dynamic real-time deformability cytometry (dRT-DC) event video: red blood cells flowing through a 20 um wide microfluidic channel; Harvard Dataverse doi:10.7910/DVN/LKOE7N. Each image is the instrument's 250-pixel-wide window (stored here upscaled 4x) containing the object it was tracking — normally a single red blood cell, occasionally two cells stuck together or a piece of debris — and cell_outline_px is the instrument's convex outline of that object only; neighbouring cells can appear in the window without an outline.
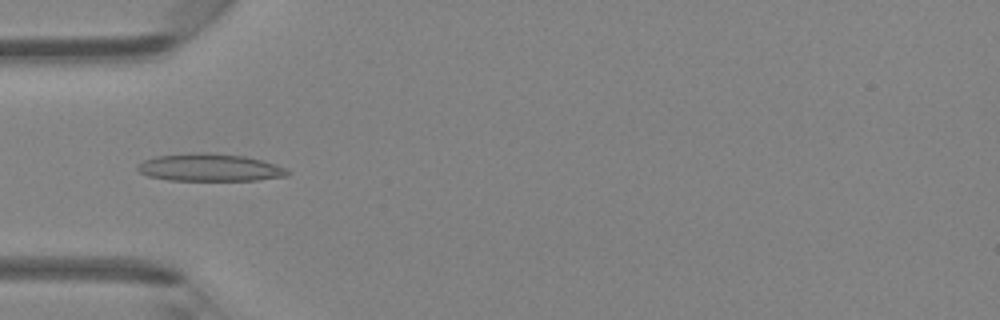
{"species": "Egyptian fruit bat (a non-hibernating species)", "species_latin": "Rousettus aegyptiacus", "temperature_condition": "room temperature", "stored_images_in_passage": 45, "camera_frame_rate_fps": 3000, "um_per_image_px": 0.085, "animal": {"sex": "female"}, "frame": {"image": 1, "passage_image": 14, "time_ms": 4.333, "image_size_px": [1000, 320], "cell_outline_px": [[292, 172], [288, 176], [256, 180], [168, 180], [148, 176], [140, 172], [136, 168], [136, 164], [144, 160], [156, 156], [196, 152], [208, 152], [244, 156], [276, 164], [288, 168]], "centroid_in_image_um": [17.84, 14.24], "position_along_channel_um": 67.2, "area_um2": 24.22}}
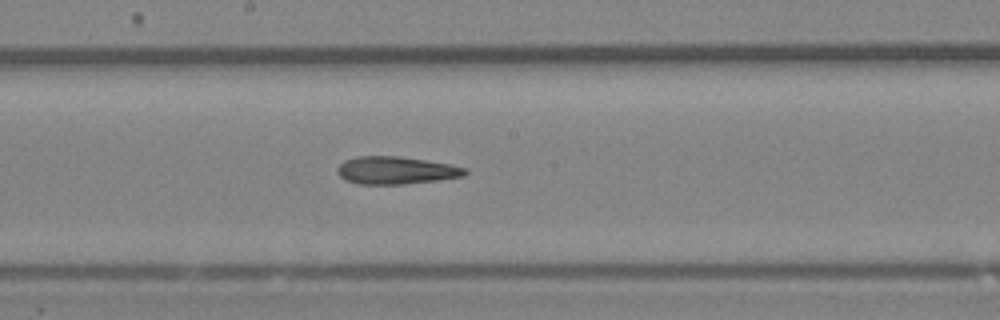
{"frame": {"image": 2, "passage_image": 24, "time_ms": 7.667, "image_size_px": [1000, 320], "cell_outline_px": [[468, 172], [464, 176], [436, 180], [404, 184], [360, 184], [344, 180], [336, 172], [336, 168], [344, 160], [356, 156], [400, 156], [448, 164], [468, 168]], "centroid_in_image_um": [33.62, 14.48], "position_along_channel_um": 214.6, "area_um2": 20.58}}
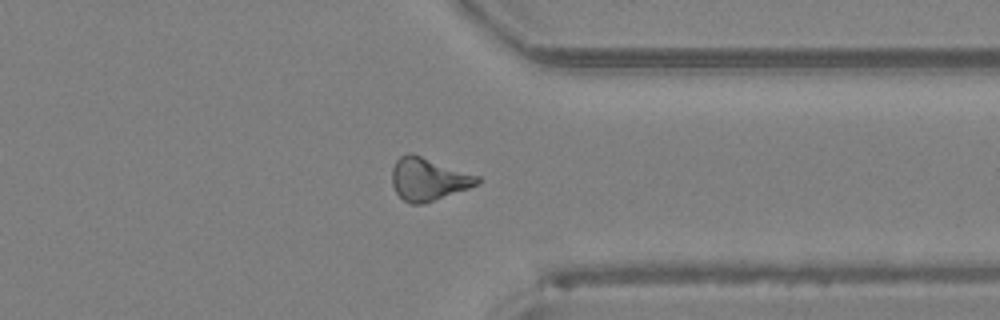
{"frame": {"image": 3, "passage_image": 35, "time_ms": 11.333, "image_size_px": [1000, 320], "cell_outline_px": [[480, 184], [424, 204], [412, 204], [404, 200], [396, 192], [392, 184], [392, 168], [396, 160], [400, 156], [408, 152], [412, 152], [480, 176]], "centroid_in_image_um": [36.41, 15.21], "position_along_channel_um": 375.0, "area_um2": 21.44}}